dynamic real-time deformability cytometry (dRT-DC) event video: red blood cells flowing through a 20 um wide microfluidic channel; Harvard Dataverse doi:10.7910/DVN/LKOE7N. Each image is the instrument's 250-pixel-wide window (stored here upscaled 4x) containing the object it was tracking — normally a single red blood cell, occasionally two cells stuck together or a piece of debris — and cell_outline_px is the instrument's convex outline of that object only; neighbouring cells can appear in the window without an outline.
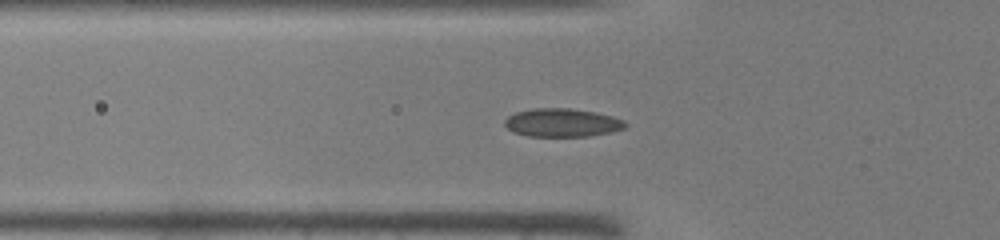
{"species": "common noctule bat (a hibernating species)", "species_latin": "Nyctalus noctula", "temperature_condition": "warm", "stored_images_in_passage": 31, "camera_frame_rate_fps": 3000, "um_per_image_px": 0.085, "animal": {"sex": "male", "body_mass_g": 19.0, "forearm_length_mm": 50.8}, "frame": {"image": 1, "passage_image": 2, "time_ms": 0.333, "image_size_px": [1000, 240], "cell_outline_px": [[628, 124], [624, 128], [608, 132], [588, 136], [528, 136], [512, 132], [504, 124], [504, 120], [508, 116], [516, 112], [532, 108], [568, 108], [596, 112], [612, 116], [624, 120]], "centroid_in_image_um": [47.76, 10.42], "position_along_channel_um": 78.0, "area_um2": 19.88}}
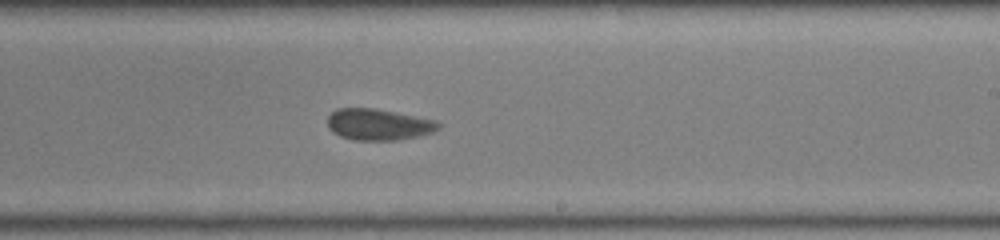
{"frame": {"image": 2, "passage_image": 14, "time_ms": 4.333, "image_size_px": [1000, 240], "cell_outline_px": [[440, 128], [432, 132], [416, 136], [396, 140], [352, 140], [340, 136], [332, 132], [328, 128], [328, 116], [336, 108], [376, 108], [436, 120], [440, 124]], "centroid_in_image_um": [32.14, 10.57], "position_along_channel_um": 256.9, "area_um2": 20.29}}
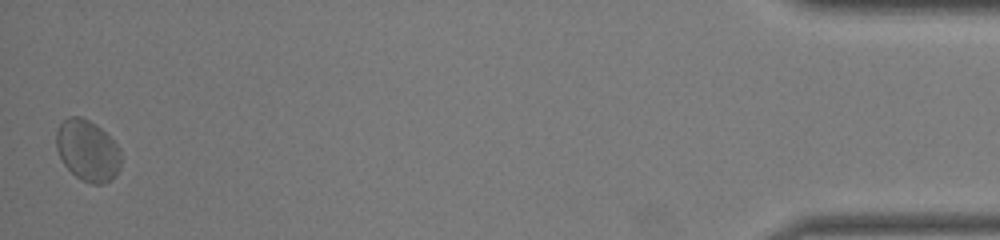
{"frame": {"image": 3, "passage_image": 31, "time_ms": 10.0, "image_size_px": [1000, 240], "cell_outline_px": [[120, 168], [116, 176], [112, 180], [100, 184], [92, 184], [80, 180], [64, 164], [56, 148], [56, 132], [60, 124], [68, 116], [80, 116], [96, 124], [120, 148]], "centroid_in_image_um": [7.44, 12.8], "position_along_channel_um": 427.8, "area_um2": 23.06}}